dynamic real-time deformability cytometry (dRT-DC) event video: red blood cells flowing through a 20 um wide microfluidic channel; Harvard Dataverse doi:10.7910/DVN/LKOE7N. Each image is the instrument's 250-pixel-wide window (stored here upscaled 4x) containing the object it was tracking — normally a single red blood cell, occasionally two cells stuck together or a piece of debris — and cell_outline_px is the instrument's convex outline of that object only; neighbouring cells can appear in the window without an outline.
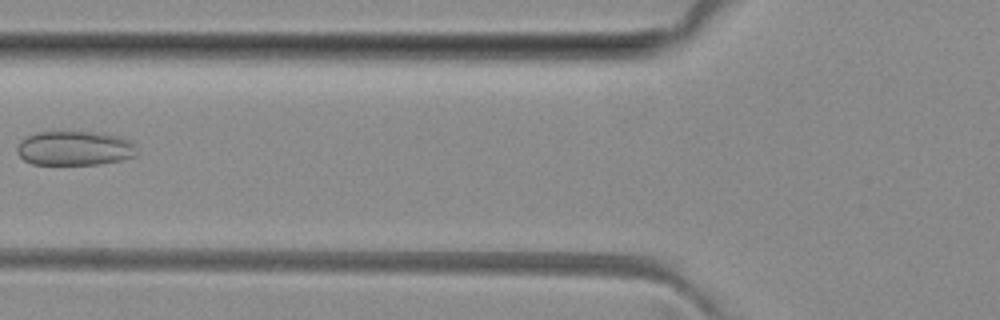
{"species": "common noctule bat (a hibernating species)", "species_latin": "Nyctalus noctula", "temperature_condition": "room temperature", "stored_images_in_passage": 5, "camera_frame_rate_fps": 3000, "um_per_image_px": 0.085, "animal": {"sex": "female", "body_mass_g": 29.2, "forearm_length_mm": 56.3}, "frame": {"image": 1, "passage_image": 5, "time_ms": 6.0, "image_size_px": [1000, 320], "cell_outline_px": [[136, 156], [120, 160], [100, 164], [32, 164], [24, 160], [16, 152], [16, 148], [20, 140], [36, 132], [72, 128], [104, 132], [120, 136], [136, 144]], "centroid_in_image_um": [6.34, 12.53], "position_along_channel_um": 119.5, "area_um2": 25.2}}